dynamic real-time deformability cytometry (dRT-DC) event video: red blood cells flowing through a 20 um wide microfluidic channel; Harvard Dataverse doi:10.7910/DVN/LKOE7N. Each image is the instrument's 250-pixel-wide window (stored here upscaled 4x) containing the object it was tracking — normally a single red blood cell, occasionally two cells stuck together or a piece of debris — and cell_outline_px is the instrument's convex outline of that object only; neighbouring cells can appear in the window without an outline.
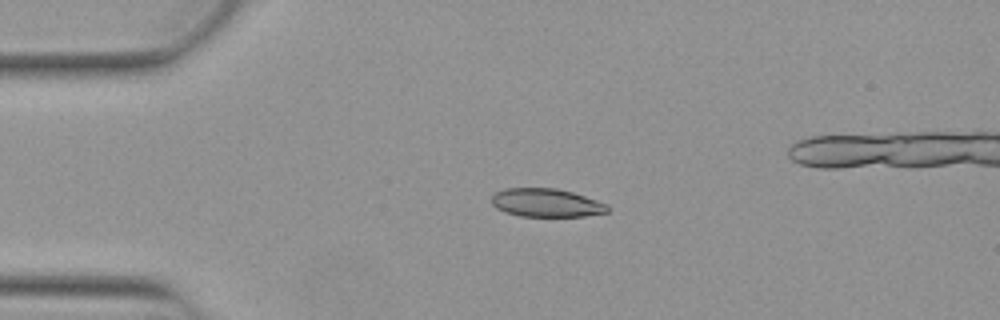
{"species": "Egyptian fruit bat (a non-hibernating species)", "species_latin": "Rousettus aegyptiacus", "temperature_condition": "warm", "stored_images_in_passage": 42, "camera_frame_rate_fps": 3000, "um_per_image_px": 0.085, "animal": {"sex": "female"}, "frame": {"image": 1, "passage_image": 1, "time_ms": 0.0, "image_size_px": [1000, 320], "cell_outline_px": [[608, 212], [584, 216], [520, 216], [504, 212], [496, 208], [492, 204], [492, 196], [496, 192], [504, 188], [556, 188], [572, 192], [608, 204]], "centroid_in_image_um": [46.41, 17.23], "position_along_channel_um": 38.6, "area_um2": 19.13}}
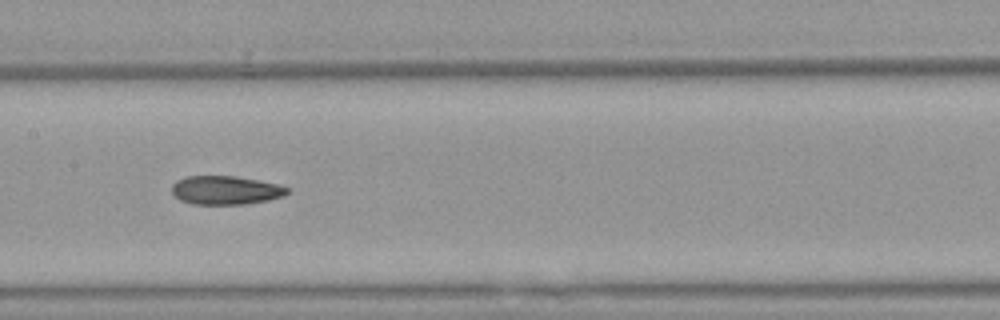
{"frame": {"image": 2, "passage_image": 15, "time_ms": 4.667, "image_size_px": [1000, 320], "cell_outline_px": [[288, 192], [284, 196], [268, 200], [244, 204], [192, 204], [180, 200], [172, 192], [172, 184], [176, 180], [184, 176], [236, 176], [280, 184], [288, 188]], "centroid_in_image_um": [19.17, 16.16], "position_along_channel_um": 188.2, "area_um2": 19.36}}
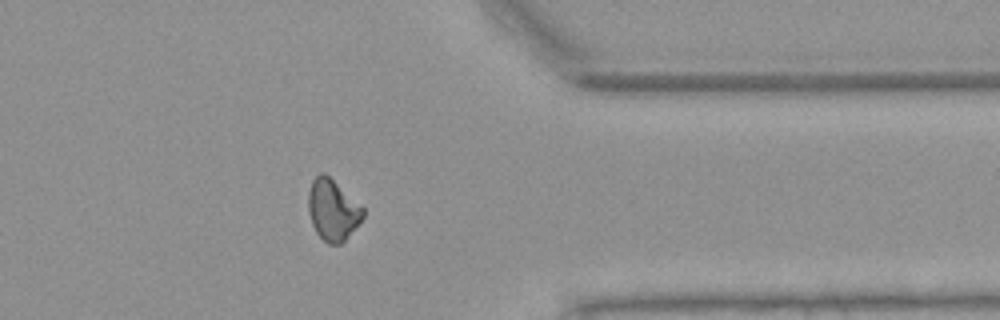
{"frame": {"image": 3, "passage_image": 31, "time_ms": 10.0, "image_size_px": [1000, 320], "cell_outline_px": [[364, 216], [344, 240], [340, 244], [328, 244], [316, 232], [312, 224], [308, 212], [308, 192], [312, 180], [320, 172], [324, 172], [360, 204], [364, 208]], "centroid_in_image_um": [28.25, 17.83], "position_along_channel_um": 383.1, "area_um2": 19.25}, "authors_computed_cell_mechanics": {"area_um2": 19.652, "velocity_mm_per_s": 3.8923, "shape_relaxation_time_tau1_ms": null, "shape_relaxation_time_tau2_ms": 3.472, "deformation_change_tau1": null, "deformation_change_tau2": 0.0913}}